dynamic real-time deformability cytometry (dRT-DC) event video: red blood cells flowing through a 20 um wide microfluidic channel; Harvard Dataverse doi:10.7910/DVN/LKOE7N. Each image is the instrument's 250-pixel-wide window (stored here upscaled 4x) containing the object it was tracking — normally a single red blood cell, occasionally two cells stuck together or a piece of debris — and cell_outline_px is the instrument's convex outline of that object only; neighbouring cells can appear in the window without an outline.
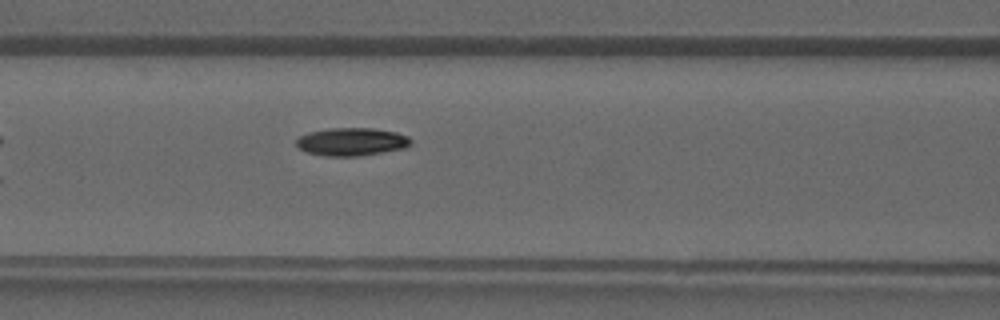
{"species": "common noctule bat (a hibernating species)", "species_latin": "Nyctalus noctula", "temperature_condition": "warm", "stored_images_in_passage": 5, "camera_frame_rate_fps": 3000, "um_per_image_px": 0.085, "animal": {"sex": "male", "forearm_length_mm": 52.5}, "frame": {"image": 1, "passage_image": 5, "time_ms": 6.0, "image_size_px": [1000, 320], "cell_outline_px": [[412, 144], [404, 148], [356, 156], [324, 156], [308, 152], [300, 148], [296, 144], [296, 140], [300, 136], [308, 132], [328, 128], [372, 128], [396, 132], [408, 136], [412, 140]], "centroid_in_image_um": [29.89, 12.04], "position_along_channel_um": 136.7, "area_um2": 18.55}}